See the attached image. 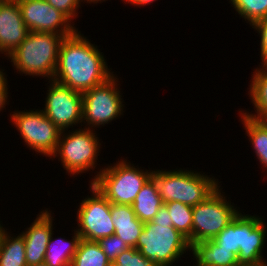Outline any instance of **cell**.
<instances>
[{"label": "cell", "mask_w": 267, "mask_h": 266, "mask_svg": "<svg viewBox=\"0 0 267 266\" xmlns=\"http://www.w3.org/2000/svg\"><path fill=\"white\" fill-rule=\"evenodd\" d=\"M121 160V161H120ZM112 166L100 168L89 181L111 204L132 205L141 188L152 177L153 170H142L120 159Z\"/></svg>", "instance_id": "277c9868"}, {"label": "cell", "mask_w": 267, "mask_h": 266, "mask_svg": "<svg viewBox=\"0 0 267 266\" xmlns=\"http://www.w3.org/2000/svg\"><path fill=\"white\" fill-rule=\"evenodd\" d=\"M164 205L171 216L173 227L188 239L192 235V206L175 201L167 202Z\"/></svg>", "instance_id": "cb8c5ba5"}, {"label": "cell", "mask_w": 267, "mask_h": 266, "mask_svg": "<svg viewBox=\"0 0 267 266\" xmlns=\"http://www.w3.org/2000/svg\"><path fill=\"white\" fill-rule=\"evenodd\" d=\"M212 240L219 248L230 250L238 256V215Z\"/></svg>", "instance_id": "484cf974"}, {"label": "cell", "mask_w": 267, "mask_h": 266, "mask_svg": "<svg viewBox=\"0 0 267 266\" xmlns=\"http://www.w3.org/2000/svg\"><path fill=\"white\" fill-rule=\"evenodd\" d=\"M155 266H171L188 250L190 244L172 223L145 222L135 247Z\"/></svg>", "instance_id": "5b68a950"}, {"label": "cell", "mask_w": 267, "mask_h": 266, "mask_svg": "<svg viewBox=\"0 0 267 266\" xmlns=\"http://www.w3.org/2000/svg\"><path fill=\"white\" fill-rule=\"evenodd\" d=\"M89 185L92 195L81 200L76 218L78 228L75 230L81 239L98 242L114 234L115 225L110 212L111 203L93 184Z\"/></svg>", "instance_id": "30bf717a"}, {"label": "cell", "mask_w": 267, "mask_h": 266, "mask_svg": "<svg viewBox=\"0 0 267 266\" xmlns=\"http://www.w3.org/2000/svg\"><path fill=\"white\" fill-rule=\"evenodd\" d=\"M252 28L260 35V64L267 66V17L255 22Z\"/></svg>", "instance_id": "f546056e"}, {"label": "cell", "mask_w": 267, "mask_h": 266, "mask_svg": "<svg viewBox=\"0 0 267 266\" xmlns=\"http://www.w3.org/2000/svg\"><path fill=\"white\" fill-rule=\"evenodd\" d=\"M10 121L16 126L29 149L51 158L56 151L61 131L42 110H15Z\"/></svg>", "instance_id": "9c48e42d"}, {"label": "cell", "mask_w": 267, "mask_h": 266, "mask_svg": "<svg viewBox=\"0 0 267 266\" xmlns=\"http://www.w3.org/2000/svg\"><path fill=\"white\" fill-rule=\"evenodd\" d=\"M80 1H81V2H83V1L85 2V1H86L85 3H89V4H90V3H94V4L96 3V4H97V3H99V2H100V3L103 2V1L105 2V1H107V0H80ZM122 1H124V0H122Z\"/></svg>", "instance_id": "836d02e7"}, {"label": "cell", "mask_w": 267, "mask_h": 266, "mask_svg": "<svg viewBox=\"0 0 267 266\" xmlns=\"http://www.w3.org/2000/svg\"><path fill=\"white\" fill-rule=\"evenodd\" d=\"M17 2L29 31L52 32L68 37L78 30L74 27L73 21L46 0H17Z\"/></svg>", "instance_id": "7c38bea8"}, {"label": "cell", "mask_w": 267, "mask_h": 266, "mask_svg": "<svg viewBox=\"0 0 267 266\" xmlns=\"http://www.w3.org/2000/svg\"><path fill=\"white\" fill-rule=\"evenodd\" d=\"M240 112L242 124L257 159L267 169V121L254 119L243 114L241 110Z\"/></svg>", "instance_id": "7402d4cb"}, {"label": "cell", "mask_w": 267, "mask_h": 266, "mask_svg": "<svg viewBox=\"0 0 267 266\" xmlns=\"http://www.w3.org/2000/svg\"><path fill=\"white\" fill-rule=\"evenodd\" d=\"M163 204L157 184L151 177L139 191L132 207L136 217L145 223L153 220Z\"/></svg>", "instance_id": "ac0fdd59"}, {"label": "cell", "mask_w": 267, "mask_h": 266, "mask_svg": "<svg viewBox=\"0 0 267 266\" xmlns=\"http://www.w3.org/2000/svg\"><path fill=\"white\" fill-rule=\"evenodd\" d=\"M61 131L58 145L51 158L59 157L66 173L80 175L96 167L101 142L93 129L79 128L78 130Z\"/></svg>", "instance_id": "8992f818"}, {"label": "cell", "mask_w": 267, "mask_h": 266, "mask_svg": "<svg viewBox=\"0 0 267 266\" xmlns=\"http://www.w3.org/2000/svg\"><path fill=\"white\" fill-rule=\"evenodd\" d=\"M51 81V82H50ZM45 107L42 112L60 130L72 128L73 125H82L83 97L82 93L74 91L54 80L48 81Z\"/></svg>", "instance_id": "8fae6325"}, {"label": "cell", "mask_w": 267, "mask_h": 266, "mask_svg": "<svg viewBox=\"0 0 267 266\" xmlns=\"http://www.w3.org/2000/svg\"><path fill=\"white\" fill-rule=\"evenodd\" d=\"M53 235L54 233L49 239L44 262L48 266H71L81 240L80 234L74 230L70 241L63 238L54 239Z\"/></svg>", "instance_id": "d6986e66"}, {"label": "cell", "mask_w": 267, "mask_h": 266, "mask_svg": "<svg viewBox=\"0 0 267 266\" xmlns=\"http://www.w3.org/2000/svg\"><path fill=\"white\" fill-rule=\"evenodd\" d=\"M262 219L256 215L238 213V266H267L262 256L267 225Z\"/></svg>", "instance_id": "4fadbf2b"}, {"label": "cell", "mask_w": 267, "mask_h": 266, "mask_svg": "<svg viewBox=\"0 0 267 266\" xmlns=\"http://www.w3.org/2000/svg\"><path fill=\"white\" fill-rule=\"evenodd\" d=\"M32 266H48L45 262L39 263L37 265H32Z\"/></svg>", "instance_id": "e575fe53"}, {"label": "cell", "mask_w": 267, "mask_h": 266, "mask_svg": "<svg viewBox=\"0 0 267 266\" xmlns=\"http://www.w3.org/2000/svg\"><path fill=\"white\" fill-rule=\"evenodd\" d=\"M110 212L115 225L114 234L129 248H135L144 223L136 217L132 205L111 204Z\"/></svg>", "instance_id": "2e32d148"}, {"label": "cell", "mask_w": 267, "mask_h": 266, "mask_svg": "<svg viewBox=\"0 0 267 266\" xmlns=\"http://www.w3.org/2000/svg\"><path fill=\"white\" fill-rule=\"evenodd\" d=\"M110 264L98 242L81 239L71 266H110Z\"/></svg>", "instance_id": "603a6c76"}, {"label": "cell", "mask_w": 267, "mask_h": 266, "mask_svg": "<svg viewBox=\"0 0 267 266\" xmlns=\"http://www.w3.org/2000/svg\"><path fill=\"white\" fill-rule=\"evenodd\" d=\"M1 222V221H0ZM4 228H3V226L1 225V223H0V234H1V232H2V230H3Z\"/></svg>", "instance_id": "d590c367"}, {"label": "cell", "mask_w": 267, "mask_h": 266, "mask_svg": "<svg viewBox=\"0 0 267 266\" xmlns=\"http://www.w3.org/2000/svg\"><path fill=\"white\" fill-rule=\"evenodd\" d=\"M46 1L55 9L65 14L71 21L76 16H78L77 9H79L80 4L82 3L80 0H46Z\"/></svg>", "instance_id": "f1b7e54d"}, {"label": "cell", "mask_w": 267, "mask_h": 266, "mask_svg": "<svg viewBox=\"0 0 267 266\" xmlns=\"http://www.w3.org/2000/svg\"><path fill=\"white\" fill-rule=\"evenodd\" d=\"M156 0H124V3L127 2L131 5H134V6H145L146 4H149V3H153L155 2Z\"/></svg>", "instance_id": "d6a6232c"}, {"label": "cell", "mask_w": 267, "mask_h": 266, "mask_svg": "<svg viewBox=\"0 0 267 266\" xmlns=\"http://www.w3.org/2000/svg\"><path fill=\"white\" fill-rule=\"evenodd\" d=\"M223 193L219 187L203 202L192 207V235L187 239L190 246L214 239L240 212Z\"/></svg>", "instance_id": "52a82bcc"}, {"label": "cell", "mask_w": 267, "mask_h": 266, "mask_svg": "<svg viewBox=\"0 0 267 266\" xmlns=\"http://www.w3.org/2000/svg\"><path fill=\"white\" fill-rule=\"evenodd\" d=\"M98 243L110 262H114L118 255L129 248L124 241L115 234L100 239Z\"/></svg>", "instance_id": "83f0119b"}, {"label": "cell", "mask_w": 267, "mask_h": 266, "mask_svg": "<svg viewBox=\"0 0 267 266\" xmlns=\"http://www.w3.org/2000/svg\"><path fill=\"white\" fill-rule=\"evenodd\" d=\"M64 35L30 31L25 40L6 58L20 74L43 76L53 80L59 48Z\"/></svg>", "instance_id": "7a4b0ae2"}, {"label": "cell", "mask_w": 267, "mask_h": 266, "mask_svg": "<svg viewBox=\"0 0 267 266\" xmlns=\"http://www.w3.org/2000/svg\"><path fill=\"white\" fill-rule=\"evenodd\" d=\"M51 211H41L29 228L21 235L24 238L27 266L44 262L47 245L53 231Z\"/></svg>", "instance_id": "9a60e30c"}, {"label": "cell", "mask_w": 267, "mask_h": 266, "mask_svg": "<svg viewBox=\"0 0 267 266\" xmlns=\"http://www.w3.org/2000/svg\"><path fill=\"white\" fill-rule=\"evenodd\" d=\"M110 266H155L146 259L136 248L123 251Z\"/></svg>", "instance_id": "4316f807"}, {"label": "cell", "mask_w": 267, "mask_h": 266, "mask_svg": "<svg viewBox=\"0 0 267 266\" xmlns=\"http://www.w3.org/2000/svg\"><path fill=\"white\" fill-rule=\"evenodd\" d=\"M29 32L17 0H1L0 54L8 57L25 40Z\"/></svg>", "instance_id": "5bb4252c"}, {"label": "cell", "mask_w": 267, "mask_h": 266, "mask_svg": "<svg viewBox=\"0 0 267 266\" xmlns=\"http://www.w3.org/2000/svg\"><path fill=\"white\" fill-rule=\"evenodd\" d=\"M6 230L0 234V266H27L23 236L11 237Z\"/></svg>", "instance_id": "44dd1931"}, {"label": "cell", "mask_w": 267, "mask_h": 266, "mask_svg": "<svg viewBox=\"0 0 267 266\" xmlns=\"http://www.w3.org/2000/svg\"><path fill=\"white\" fill-rule=\"evenodd\" d=\"M190 251L197 262L195 266H238L237 255L219 248L213 240L194 243Z\"/></svg>", "instance_id": "e0dca14e"}, {"label": "cell", "mask_w": 267, "mask_h": 266, "mask_svg": "<svg viewBox=\"0 0 267 266\" xmlns=\"http://www.w3.org/2000/svg\"><path fill=\"white\" fill-rule=\"evenodd\" d=\"M153 223H172L167 207L163 204L152 220Z\"/></svg>", "instance_id": "1f68e13d"}, {"label": "cell", "mask_w": 267, "mask_h": 266, "mask_svg": "<svg viewBox=\"0 0 267 266\" xmlns=\"http://www.w3.org/2000/svg\"><path fill=\"white\" fill-rule=\"evenodd\" d=\"M97 47L78 30L65 37L53 80L80 93L107 81L114 72H110L104 54Z\"/></svg>", "instance_id": "6da1fadb"}, {"label": "cell", "mask_w": 267, "mask_h": 266, "mask_svg": "<svg viewBox=\"0 0 267 266\" xmlns=\"http://www.w3.org/2000/svg\"><path fill=\"white\" fill-rule=\"evenodd\" d=\"M229 2L250 26L267 17V0H230Z\"/></svg>", "instance_id": "d4e9b609"}, {"label": "cell", "mask_w": 267, "mask_h": 266, "mask_svg": "<svg viewBox=\"0 0 267 266\" xmlns=\"http://www.w3.org/2000/svg\"><path fill=\"white\" fill-rule=\"evenodd\" d=\"M6 73L3 71H0V112L3 110V108L6 109V104H8V82H7V76H5Z\"/></svg>", "instance_id": "4dcf8cb0"}, {"label": "cell", "mask_w": 267, "mask_h": 266, "mask_svg": "<svg viewBox=\"0 0 267 266\" xmlns=\"http://www.w3.org/2000/svg\"><path fill=\"white\" fill-rule=\"evenodd\" d=\"M252 74L249 96L254 105L255 113L242 110V113L254 119L267 121V66L256 67Z\"/></svg>", "instance_id": "ffe728a7"}, {"label": "cell", "mask_w": 267, "mask_h": 266, "mask_svg": "<svg viewBox=\"0 0 267 266\" xmlns=\"http://www.w3.org/2000/svg\"><path fill=\"white\" fill-rule=\"evenodd\" d=\"M116 77L114 74L104 83L82 93V123L83 125L86 123V129L95 130V127H104L105 124L123 115L125 104Z\"/></svg>", "instance_id": "ba28073f"}, {"label": "cell", "mask_w": 267, "mask_h": 266, "mask_svg": "<svg viewBox=\"0 0 267 266\" xmlns=\"http://www.w3.org/2000/svg\"><path fill=\"white\" fill-rule=\"evenodd\" d=\"M152 178L157 184L159 195L164 204L175 201L193 207L203 202L221 187L218 184L220 182L215 177L181 168L173 171L158 169L153 171Z\"/></svg>", "instance_id": "3957f363"}]
</instances>
